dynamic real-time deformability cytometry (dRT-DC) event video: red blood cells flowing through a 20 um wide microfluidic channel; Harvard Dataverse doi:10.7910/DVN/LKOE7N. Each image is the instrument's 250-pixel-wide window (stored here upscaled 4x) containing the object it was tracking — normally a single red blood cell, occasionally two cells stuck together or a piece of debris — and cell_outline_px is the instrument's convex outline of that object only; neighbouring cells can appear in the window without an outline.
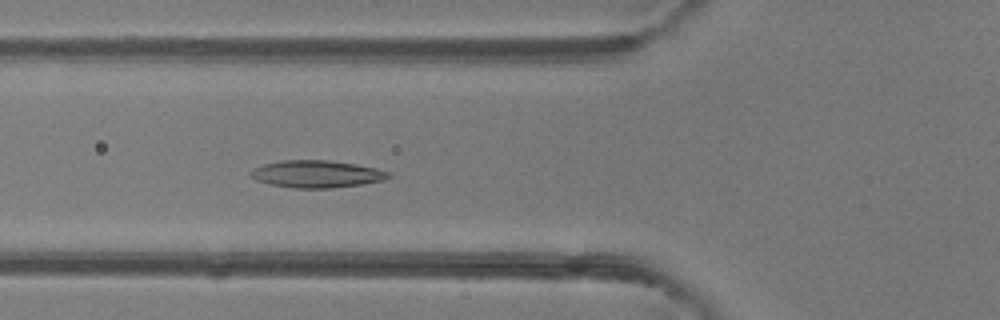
{"species": "common noctule bat (a hibernating species)", "species_latin": "Nyctalus noctula", "temperature_condition": "room temperature", "stored_images_in_passage": 50, "camera_frame_rate_fps": 3000, "um_per_image_px": 0.085, "animal": {"sex": "female"}, "frame": {"image": 1, "passage_image": 19, "time_ms": 6.0, "image_size_px": [1000, 320], "cell_outline_px": [[392, 176], [384, 180], [360, 184], [332, 188], [296, 188], [268, 184], [256, 180], [248, 172], [252, 168], [264, 164], [280, 160], [328, 160], [356, 164], [376, 168], [392, 172]], "centroid_in_image_um": [26.92, 14.78], "position_along_channel_um": 98.9, "area_um2": 22.02}}
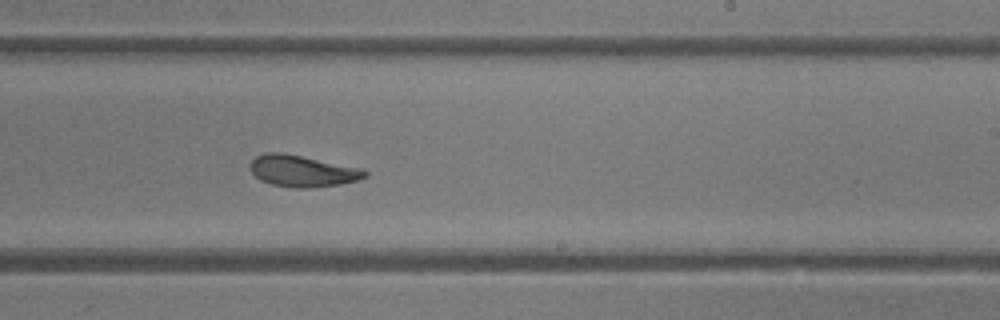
{"frame": {"image": 2, "passage_image": 31, "time_ms": 10.0, "image_size_px": [1000, 320], "cell_outline_px": [[368, 176], [360, 180], [340, 184], [312, 188], [296, 188], [272, 184], [260, 180], [252, 172], [252, 160], [256, 156], [268, 152], [284, 152], [360, 168], [368, 172]], "centroid_in_image_um": [25.74, 14.54], "position_along_channel_um": 263.3, "area_um2": 20.98}}
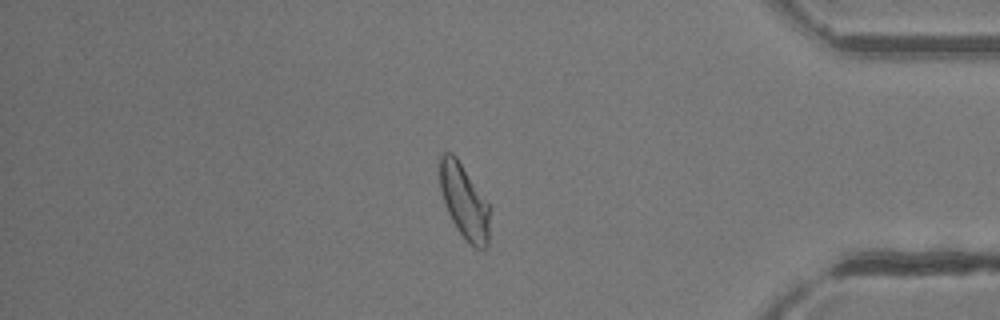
{"frame": {"image": 3, "passage_image": 43, "time_ms": 14.0, "image_size_px": [1000, 320], "cell_outline_px": [[488, 244], [484, 248], [476, 248], [456, 228], [444, 204], [440, 188], [440, 152], [452, 152], [456, 156], [488, 204]], "centroid_in_image_um": [39.42, 17.08], "position_along_channel_um": 395.8, "area_um2": 20.98}, "authors_computed_cell_mechanics": {"area_um2": 22.0218, "velocity_mm_per_s": 4.1082, "shape_relaxation_time_tau1_ms": 4.8756, "shape_relaxation_time_tau2_ms": 1.8273, "deformation_change_tau1": 0.1566, "deformation_change_tau2": 0.0799}}